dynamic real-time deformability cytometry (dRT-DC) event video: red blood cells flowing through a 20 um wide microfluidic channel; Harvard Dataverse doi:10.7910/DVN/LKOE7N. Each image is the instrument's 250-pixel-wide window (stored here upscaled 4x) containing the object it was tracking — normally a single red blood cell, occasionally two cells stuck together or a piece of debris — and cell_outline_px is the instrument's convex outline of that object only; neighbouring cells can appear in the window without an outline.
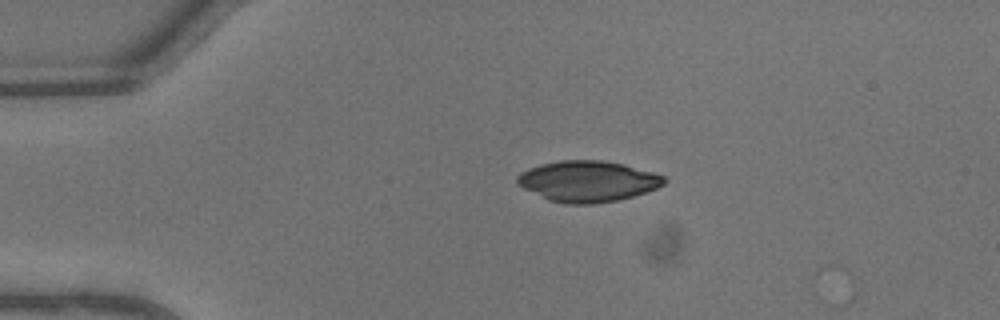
{"species": "common noctule bat (a hibernating species)", "species_latin": "Nyctalus noctula", "temperature_condition": "warm", "stored_images_in_passage": 4, "camera_frame_rate_fps": 3000, "um_per_image_px": 0.085, "animal": {"sex": "male", "body_mass_g": 13.3}, "frame": {"image": 1, "passage_image": 2, "time_ms": 0.333, "image_size_px": [1000, 320], "cell_outline_px": [[668, 180], [664, 184], [656, 188], [632, 196], [616, 200], [592, 204], [568, 204], [548, 200], [516, 184], [516, 176], [520, 172], [528, 168], [540, 164], [560, 160], [604, 160], [624, 164], [652, 172], [664, 176]], "centroid_in_image_um": [49.93, 15.4], "position_along_channel_um": 35.1, "area_um2": 35.03}}